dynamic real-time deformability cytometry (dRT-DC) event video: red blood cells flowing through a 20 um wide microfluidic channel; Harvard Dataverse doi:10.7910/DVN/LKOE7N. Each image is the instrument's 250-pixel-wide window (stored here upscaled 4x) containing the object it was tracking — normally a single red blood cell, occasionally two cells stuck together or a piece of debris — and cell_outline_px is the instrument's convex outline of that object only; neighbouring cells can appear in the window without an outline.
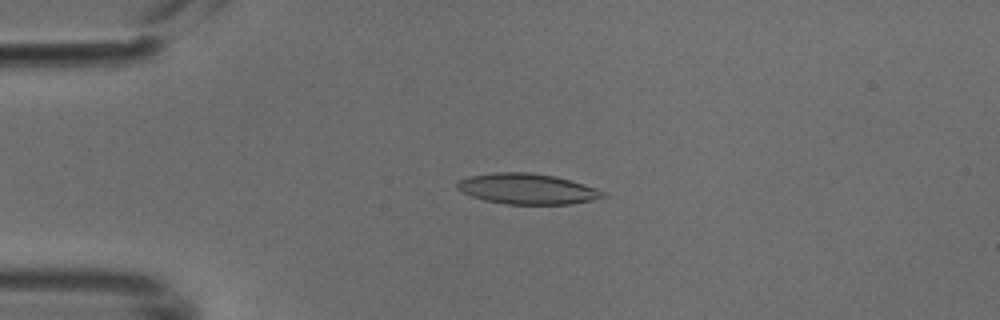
{"species": "common noctule bat (a hibernating species)", "species_latin": "Nyctalus noctula", "temperature_condition": "cold", "stored_images_in_passage": 4, "camera_frame_rate_fps": 3000, "um_per_image_px": 0.085, "animal": {"sex": "male", "body_mass_g": 18.8}, "frame": {"image": 1, "passage_image": 4, "time_ms": 1.0, "image_size_px": [1000, 320], "cell_outline_px": [[608, 196], [592, 200], [572, 204], [508, 204], [484, 200], [472, 196], [456, 188], [456, 184], [460, 180], [468, 176], [496, 172], [528, 172], [556, 176], [584, 184], [604, 192]], "centroid_in_image_um": [44.82, 16.05], "position_along_channel_um": 40.2, "area_um2": 25.89}}